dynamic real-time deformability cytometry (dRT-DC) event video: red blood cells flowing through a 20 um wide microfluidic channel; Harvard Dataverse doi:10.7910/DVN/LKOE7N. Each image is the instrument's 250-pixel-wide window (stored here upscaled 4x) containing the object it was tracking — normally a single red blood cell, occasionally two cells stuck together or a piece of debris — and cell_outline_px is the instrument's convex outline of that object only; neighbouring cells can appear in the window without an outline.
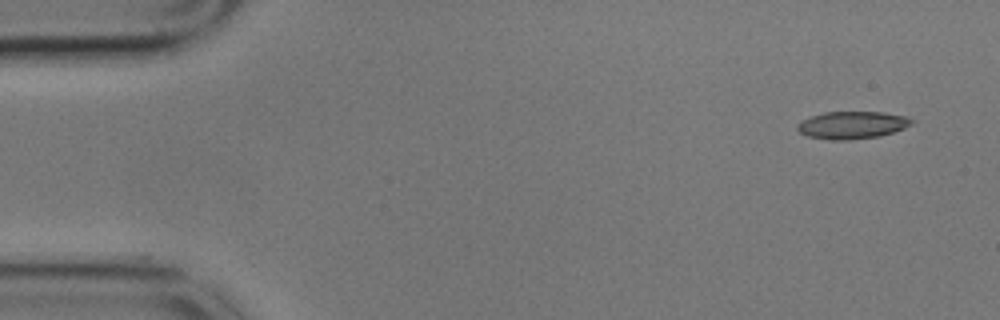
{"species": "common noctule bat (a hibernating species)", "species_latin": "Nyctalus noctula", "temperature_condition": "cold", "stored_images_in_passage": 7, "camera_frame_rate_fps": 3000, "um_per_image_px": 0.085, "animal": {"sex": "male", "body_mass_g": 17.9}, "frame": {"image": 1, "passage_image": 1, "time_ms": 0.0, "image_size_px": [1000, 320], "cell_outline_px": [[916, 120], [912, 124], [904, 128], [880, 136], [848, 140], [828, 140], [808, 136], [800, 132], [796, 128], [796, 124], [800, 120], [808, 116], [824, 112], [884, 112], [908, 116]], "centroid_in_image_um": [72.42, 10.62], "position_along_channel_um": 12.6, "area_um2": 18.61}}